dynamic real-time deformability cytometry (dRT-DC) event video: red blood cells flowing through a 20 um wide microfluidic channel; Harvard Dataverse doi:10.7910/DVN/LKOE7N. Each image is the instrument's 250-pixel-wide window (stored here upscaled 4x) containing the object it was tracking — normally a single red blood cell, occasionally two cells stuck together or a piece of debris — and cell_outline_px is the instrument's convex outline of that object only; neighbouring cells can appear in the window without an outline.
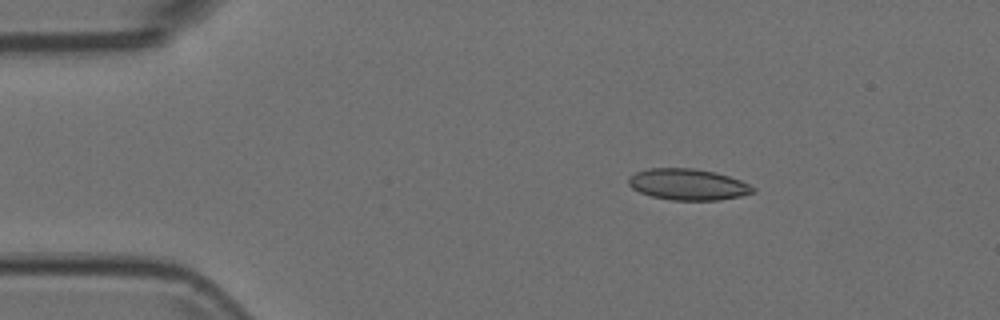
{"species": "Egyptian fruit bat (a non-hibernating species)", "species_latin": "Rousettus aegyptiacus", "temperature_condition": "room temperature", "stored_images_in_passage": 45, "camera_frame_rate_fps": 3000, "um_per_image_px": 0.085, "animal": {"sex": "female"}, "frame": {"image": 1, "passage_image": 1, "time_ms": 0.0, "image_size_px": [1000, 320], "cell_outline_px": [[756, 192], [740, 196], [720, 200], [672, 200], [652, 196], [640, 192], [632, 188], [628, 184], [628, 176], [636, 172], [648, 168], [692, 168], [712, 172], [728, 176], [740, 180], [756, 188]], "centroid_in_image_um": [58.46, 15.68], "position_along_channel_um": 26.5, "area_um2": 22.6}}
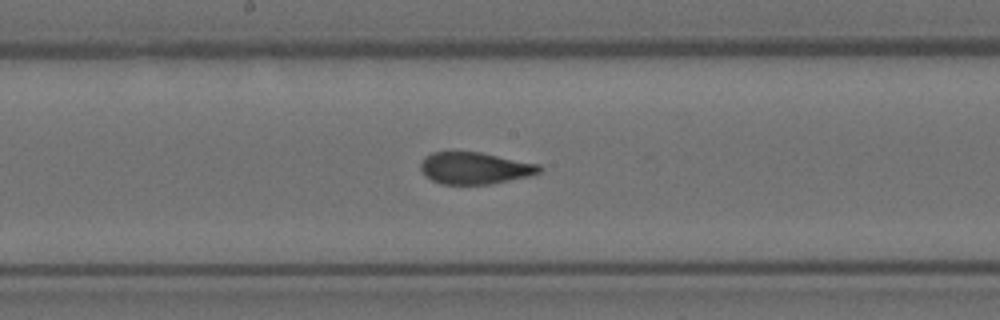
{"frame": {"image": 2, "passage_image": 20, "time_ms": 6.333, "image_size_px": [1000, 320], "cell_outline_px": [[544, 168], [540, 172], [528, 176], [488, 184], [440, 184], [424, 176], [420, 168], [420, 164], [424, 156], [432, 152], [480, 152], [540, 164]], "centroid_in_image_um": [40.33, 14.28], "position_along_channel_um": 207.9, "area_um2": 22.08}}
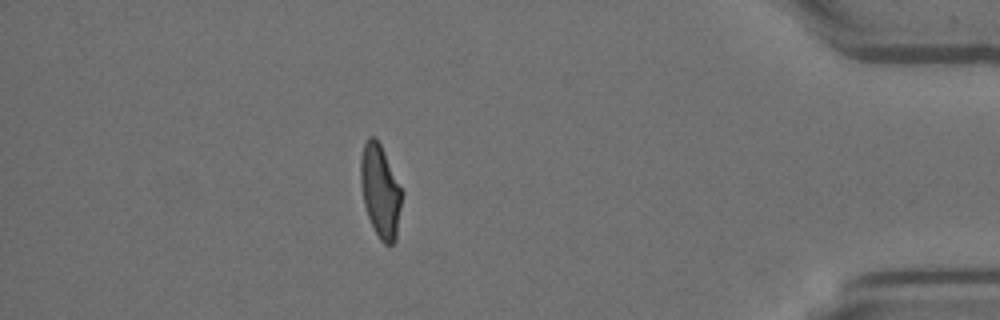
{"frame": {"image": 3, "passage_image": 39, "time_ms": 12.667, "image_size_px": [1000, 320], "cell_outline_px": [[404, 192], [396, 240], [392, 244], [384, 244], [380, 240], [368, 216], [364, 204], [360, 184], [360, 160], [364, 144], [368, 136], [376, 136]], "centroid_in_image_um": [32.34, 16.23], "position_along_channel_um": 402.9, "area_um2": 22.54}}